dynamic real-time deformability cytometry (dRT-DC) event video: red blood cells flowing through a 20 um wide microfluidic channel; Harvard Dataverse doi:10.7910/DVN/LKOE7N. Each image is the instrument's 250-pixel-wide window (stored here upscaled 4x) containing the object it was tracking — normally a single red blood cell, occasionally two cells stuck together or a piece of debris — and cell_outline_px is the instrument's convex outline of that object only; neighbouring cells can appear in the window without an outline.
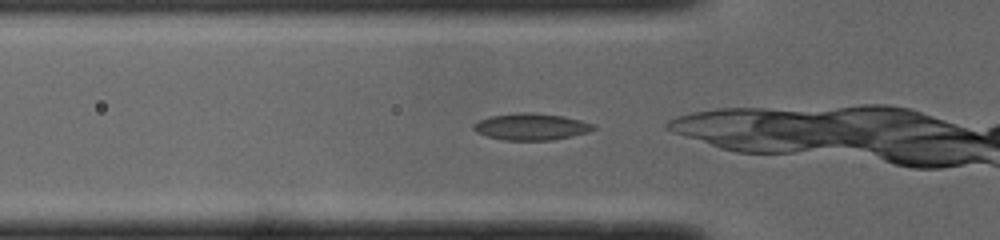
{"species": "common noctule bat (a hibernating species)", "species_latin": "Nyctalus noctula", "temperature_condition": "cold", "stored_images_in_passage": 43, "camera_frame_rate_fps": 3000, "um_per_image_px": 0.085, "animal": {"sex": "male", "body_mass_g": 19.0, "forearm_length_mm": 50.8}, "frame": {"image": 1, "passage_image": 10, "time_ms": 3.0, "image_size_px": [1000, 240], "cell_outline_px": [[596, 128], [588, 132], [552, 140], [504, 140], [488, 136], [476, 132], [472, 128], [472, 124], [480, 120], [492, 116], [520, 112], [532, 112], [564, 116], [596, 124]], "centroid_in_image_um": [45.16, 10.76], "position_along_channel_um": 80.6, "area_um2": 18.61}}
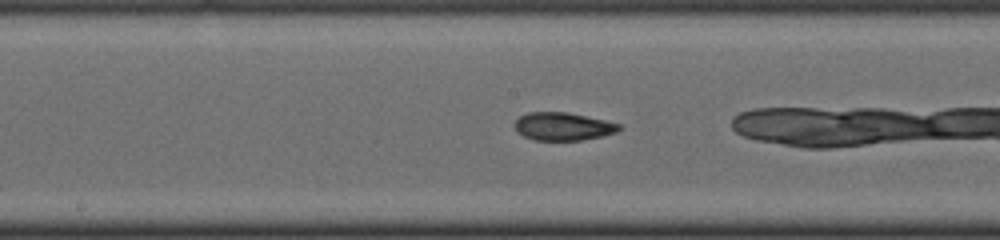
{"frame": {"image": 2, "passage_image": 19, "time_ms": 6.0, "image_size_px": [1000, 240], "cell_outline_px": [[620, 128], [616, 132], [600, 136], [580, 140], [532, 140], [516, 132], [516, 120], [520, 116], [528, 112], [568, 112], [604, 120], [620, 124]], "centroid_in_image_um": [47.82, 10.74], "position_along_channel_um": 200.4, "area_um2": 16.82}}
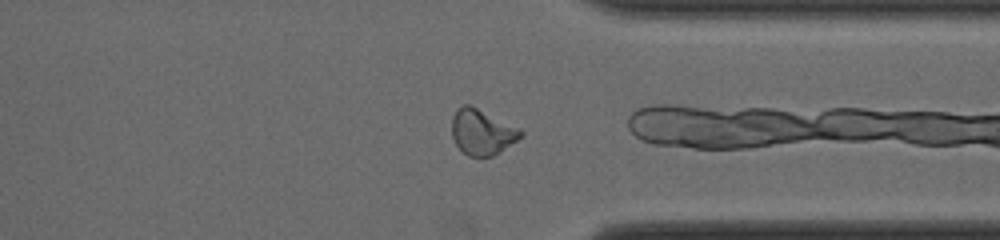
{"frame": {"image": 3, "passage_image": 32, "time_ms": 10.333, "image_size_px": [1000, 240], "cell_outline_px": [[524, 136], [492, 156], [468, 156], [456, 144], [452, 136], [452, 116], [456, 108], [464, 104], [468, 104], [520, 128], [524, 132]], "centroid_in_image_um": [40.97, 11.21], "position_along_channel_um": 370.4, "area_um2": 18.15}}